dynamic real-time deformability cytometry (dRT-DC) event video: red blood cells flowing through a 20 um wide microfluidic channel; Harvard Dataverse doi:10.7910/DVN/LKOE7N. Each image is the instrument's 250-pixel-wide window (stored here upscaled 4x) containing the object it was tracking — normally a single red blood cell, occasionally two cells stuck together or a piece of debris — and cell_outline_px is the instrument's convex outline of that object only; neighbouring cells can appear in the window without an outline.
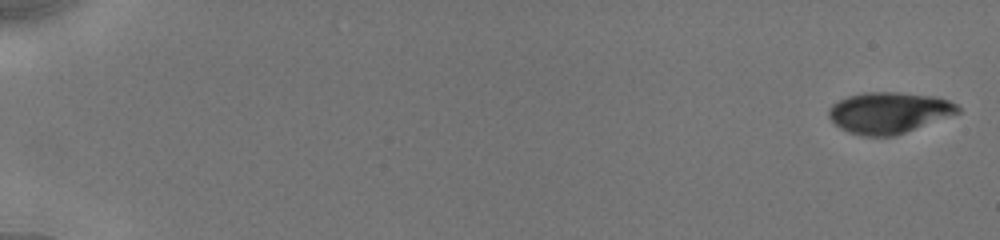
{"species": "human", "species_latin": "Homo sapiens", "temperature_condition": "cold", "stored_images_in_passage": 18, "camera_frame_rate_fps": 3000, "um_per_image_px": 0.085, "donor": {"sex": "male"}, "frame": {"image": 1, "passage_image": 1, "time_ms": 0.0, "image_size_px": [1000, 240], "cell_outline_px": [[960, 112], [904, 132], [892, 136], [860, 136], [848, 132], [840, 128], [828, 116], [828, 108], [832, 104], [848, 96], [864, 92], [900, 92], [936, 96], [948, 100], [956, 104], [960, 108]], "centroid_in_image_um": [75.52, 9.56], "position_along_channel_um": 9.5, "area_um2": 30.81}}
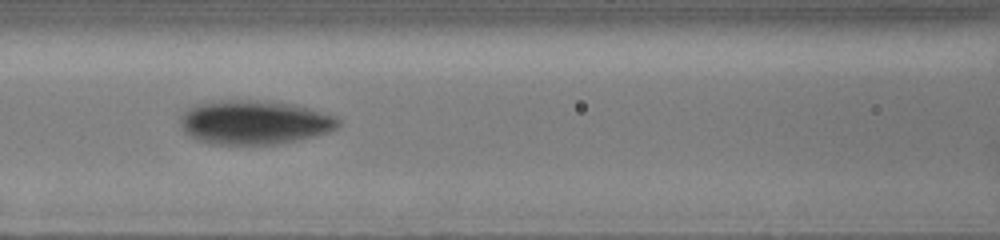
{"frame": {"image": 2, "passage_image": 11, "time_ms": 8.333, "image_size_px": [1000, 240], "cell_outline_px": [[340, 124], [336, 128], [328, 132], [296, 140], [276, 144], [212, 144], [196, 140], [188, 136], [184, 132], [180, 124], [180, 116], [188, 108], [196, 104], [228, 100], [256, 100], [296, 104], [336, 116], [340, 120]], "centroid_in_image_um": [21.6, 10.4], "position_along_channel_um": 145.0, "area_um2": 40.58}}
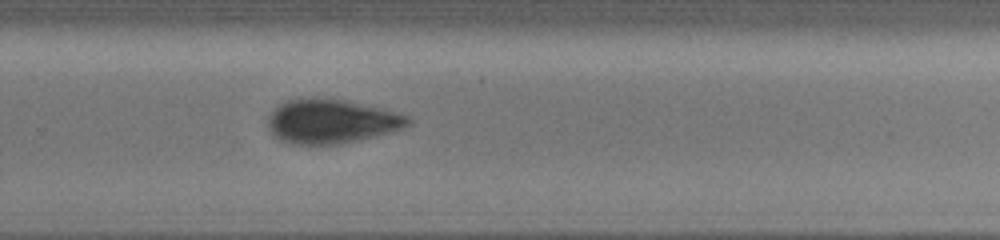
{"frame": {"image": 3, "passage_image": 18, "time_ms": 12.333, "image_size_px": [1000, 240], "cell_outline_px": [[412, 120], [404, 128], [392, 132], [340, 144], [292, 144], [280, 140], [272, 136], [268, 128], [268, 116], [280, 104], [288, 100], [316, 96], [348, 100], [384, 108], [400, 112], [412, 116]], "centroid_in_image_um": [28.2, 10.29], "position_along_channel_um": 301.6, "area_um2": 36.76}}